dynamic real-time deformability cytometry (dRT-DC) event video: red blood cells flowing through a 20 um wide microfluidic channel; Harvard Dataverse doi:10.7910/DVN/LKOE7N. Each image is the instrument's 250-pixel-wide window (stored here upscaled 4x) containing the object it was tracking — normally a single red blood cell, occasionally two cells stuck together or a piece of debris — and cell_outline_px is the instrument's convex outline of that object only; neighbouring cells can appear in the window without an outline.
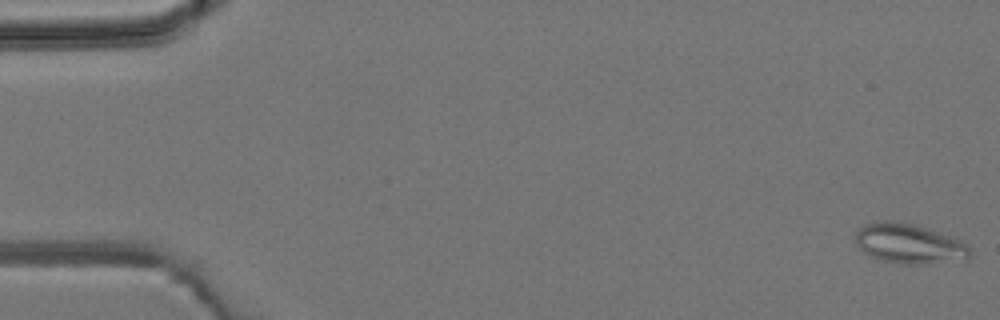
{"species": "common noctule bat (a hibernating species)", "species_latin": "Nyctalus noctula", "temperature_condition": "room temperature", "stored_images_in_passage": 5, "camera_frame_rate_fps": 3000, "um_per_image_px": 0.085, "animal": {"sex": "male", "body_mass_g": 19.2, "forearm_length_mm": 51.8}, "frame": {"image": 1, "passage_image": 1, "time_ms": 0.0, "image_size_px": [1000, 320], "cell_outline_px": [[972, 256], [968, 260], [920, 264], [904, 264], [880, 260], [864, 252], [860, 248], [856, 240], [856, 232], [864, 224], [880, 220], [888, 220], [916, 224], [960, 240], [968, 244], [972, 248]], "centroid_in_image_um": [77.34, 20.71], "position_along_channel_um": 7.7, "area_um2": 26.82}}